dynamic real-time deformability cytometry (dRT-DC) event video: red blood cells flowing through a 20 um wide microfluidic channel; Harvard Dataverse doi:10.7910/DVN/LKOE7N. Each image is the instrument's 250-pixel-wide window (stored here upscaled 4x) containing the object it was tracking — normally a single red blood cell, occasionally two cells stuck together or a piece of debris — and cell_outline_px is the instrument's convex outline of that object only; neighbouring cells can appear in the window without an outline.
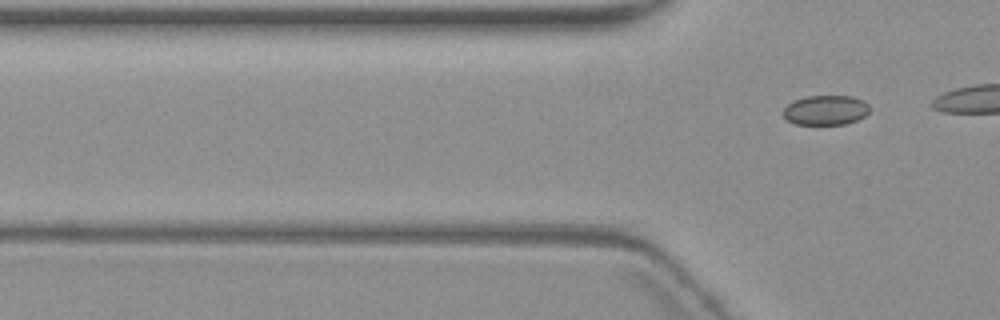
{"species": "common noctule bat (a hibernating species)", "species_latin": "Nyctalus noctula", "temperature_condition": "warm", "stored_images_in_passage": 4, "camera_frame_rate_fps": 3000, "um_per_image_px": 0.085, "animal": {"sex": "female", "body_mass_g": 19.3, "forearm_length_mm": 54.1}, "frame": {"image": 1, "passage_image": 4, "time_ms": 3.333, "image_size_px": [1000, 320], "cell_outline_px": [[868, 112], [864, 116], [856, 120], [844, 124], [796, 124], [788, 120], [784, 116], [784, 108], [788, 104], [796, 100], [808, 96], [852, 96], [864, 100], [868, 104]], "centroid_in_image_um": [70.2, 9.35], "position_along_channel_um": 55.6, "area_um2": 14.74}}